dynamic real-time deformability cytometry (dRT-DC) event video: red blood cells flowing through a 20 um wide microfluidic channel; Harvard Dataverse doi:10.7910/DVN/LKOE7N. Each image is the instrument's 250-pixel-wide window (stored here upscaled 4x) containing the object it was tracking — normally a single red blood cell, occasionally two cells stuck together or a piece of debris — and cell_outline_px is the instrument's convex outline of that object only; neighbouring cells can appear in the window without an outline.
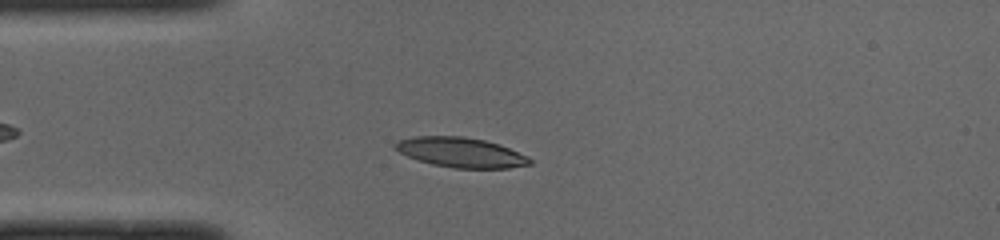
{"species": "common noctule bat (a hibernating species)", "species_latin": "Nyctalus noctula", "temperature_condition": "cold", "stored_images_in_passage": 40, "camera_frame_rate_fps": 3000, "um_per_image_px": 0.085, "animal": {"sex": "male", "body_mass_g": 19.0, "forearm_length_mm": 50.8}, "frame": {"image": 1, "passage_image": 8, "time_ms": 2.333, "image_size_px": [1000, 240], "cell_outline_px": [[532, 164], [508, 168], [452, 168], [432, 164], [408, 156], [400, 152], [392, 144], [400, 140], [412, 136], [464, 136], [484, 140], [500, 144], [528, 156], [532, 160]], "centroid_in_image_um": [39.2, 12.95], "position_along_channel_um": 45.8, "area_um2": 23.41}}
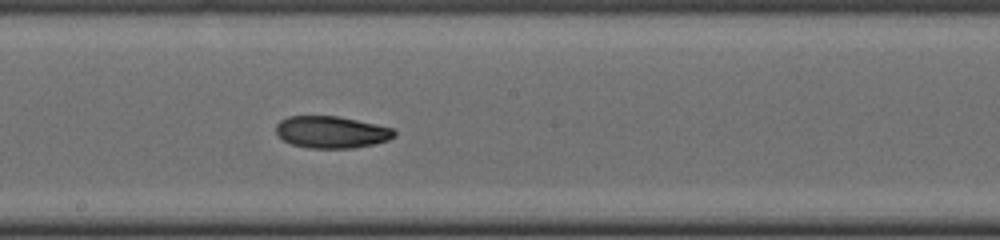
{"frame": {"image": 2, "passage_image": 22, "time_ms": 7.0, "image_size_px": [1000, 240], "cell_outline_px": [[396, 136], [388, 140], [372, 144], [352, 148], [308, 148], [292, 144], [284, 140], [276, 132], [276, 124], [280, 120], [288, 116], [336, 116], [396, 128]], "centroid_in_image_um": [28.19, 11.22], "position_along_channel_um": 220.0, "area_um2": 22.02}}
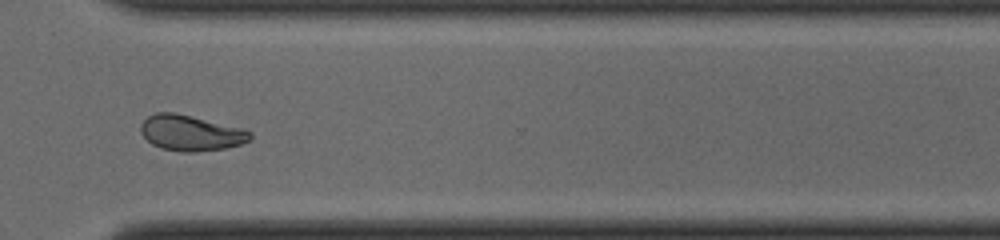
{"frame": {"image": 3, "passage_image": 32, "time_ms": 10.333, "image_size_px": [1000, 240], "cell_outline_px": [[252, 140], [240, 144], [224, 148], [192, 152], [180, 152], [160, 148], [152, 144], [140, 132], [140, 124], [148, 116], [156, 112], [176, 112], [244, 128], [252, 132]], "centroid_in_image_um": [16.23, 11.29], "position_along_channel_um": 354.4, "area_um2": 22.95}, "authors_computed_cell_mechanics": {"area_um2": 22.6576, "velocity_mm_per_s": 4.008, "shape_relaxation_time_tau1_ms": 5.9542, "shape_relaxation_time_tau2_ms": 6.2558, "deformation_change_tau1": 0.1721, "deformation_change_tau2": 0.0934}}